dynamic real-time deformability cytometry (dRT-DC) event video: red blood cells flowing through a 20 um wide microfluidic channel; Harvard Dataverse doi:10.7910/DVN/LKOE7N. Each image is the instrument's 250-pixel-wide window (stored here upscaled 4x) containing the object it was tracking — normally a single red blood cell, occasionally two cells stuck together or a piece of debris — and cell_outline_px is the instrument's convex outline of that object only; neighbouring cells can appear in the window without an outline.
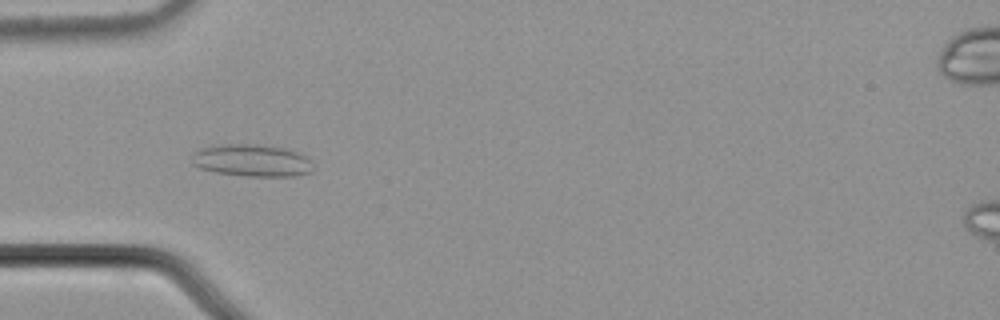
{"species": "common noctule bat (a hibernating species)", "species_latin": "Nyctalus noctula", "temperature_condition": "cold", "stored_images_in_passage": 52, "camera_frame_rate_fps": 3000, "um_per_image_px": 0.085, "animal": {"sex": "male", "body_mass_g": 21.5, "forearm_length_mm": 52.0}, "frame": {"image": 1, "passage_image": 14, "time_ms": 4.333, "image_size_px": [1000, 320], "cell_outline_px": [[312, 172], [296, 176], [244, 176], [216, 172], [200, 168], [192, 164], [192, 156], [200, 148], [212, 144], [260, 144], [284, 148], [296, 152], [304, 156], [308, 160]], "centroid_in_image_um": [21.35, 13.63], "position_along_channel_um": 63.7, "area_um2": 22.72}}
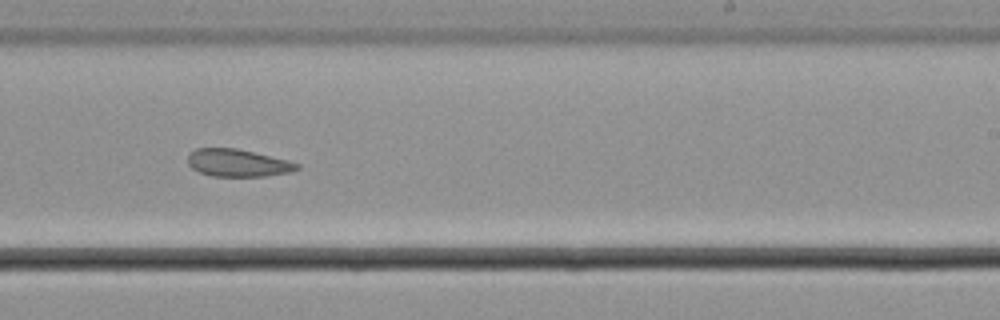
{"frame": {"image": 2, "passage_image": 31, "time_ms": 10.0, "image_size_px": [1000, 320], "cell_outline_px": [[300, 168], [292, 172], [264, 176], [212, 176], [200, 172], [192, 168], [188, 164], [188, 156], [196, 148], [236, 148], [288, 160], [300, 164]], "centroid_in_image_um": [20.24, 13.85], "position_along_channel_um": 268.8, "area_um2": 17.4}}
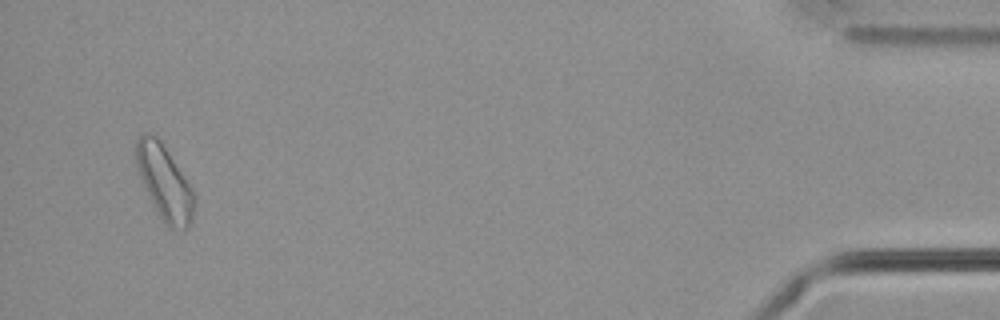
{"frame": {"image": 3, "passage_image": 50, "time_ms": 16.333, "image_size_px": [1000, 320], "cell_outline_px": [[192, 224], [184, 228], [168, 228], [164, 224], [140, 176], [136, 164], [136, 140], [140, 136], [152, 132], [160, 140], [192, 188]], "centroid_in_image_um": [13.96, 15.49], "position_along_channel_um": 421.2, "area_um2": 24.16}, "authors_computed_cell_mechanics": {"area_um2": 20.0566, "velocity_mm_per_s": 3.6782, "shape_relaxation_time_tau1_ms": null, "shape_relaxation_time_tau2_ms": 6.5189, "deformation_change_tau1": null, "deformation_change_tau2": 0.1381}}